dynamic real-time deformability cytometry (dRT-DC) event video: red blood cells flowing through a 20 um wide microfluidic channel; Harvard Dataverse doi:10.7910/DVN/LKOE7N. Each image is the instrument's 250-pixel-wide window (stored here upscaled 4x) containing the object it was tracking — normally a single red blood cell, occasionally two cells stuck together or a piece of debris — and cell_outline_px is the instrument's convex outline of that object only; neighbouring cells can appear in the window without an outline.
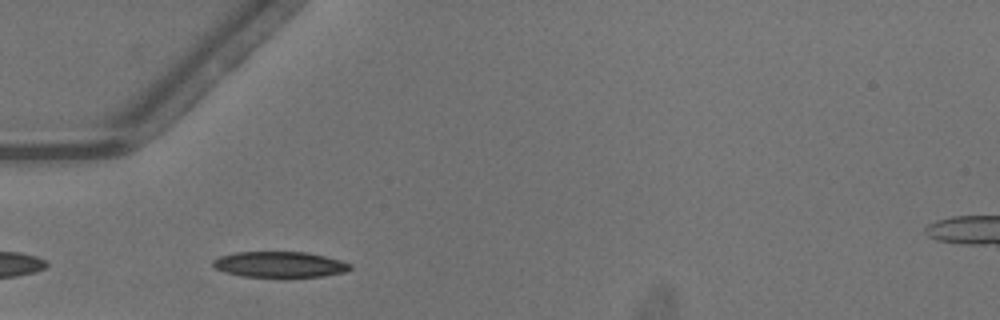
{"species": "common noctule bat (a hibernating species)", "species_latin": "Nyctalus noctula", "temperature_condition": "warm", "stored_images_in_passage": 5, "camera_frame_rate_fps": 3000, "um_per_image_px": 0.085, "animal": {"sex": "male", "body_mass_g": 13.3}, "frame": {"image": 1, "passage_image": 2, "time_ms": 0.333, "image_size_px": [1000, 320], "cell_outline_px": [[352, 268], [344, 272], [324, 276], [244, 276], [224, 272], [216, 268], [212, 264], [212, 260], [220, 256], [236, 252], [304, 252], [324, 256], [340, 260], [352, 264]], "centroid_in_image_um": [23.77, 22.47], "position_along_channel_um": 61.2, "area_um2": 20.29}}
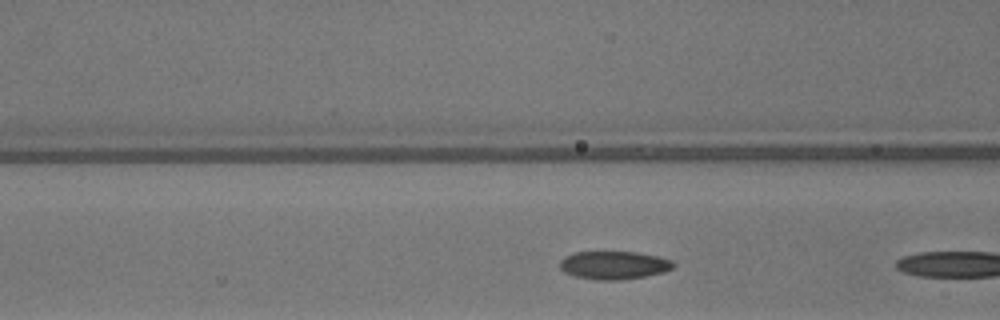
{"frame": {"image": 2, "passage_image": 4, "time_ms": 1.0, "image_size_px": [1000, 320], "cell_outline_px": [[672, 268], [664, 272], [644, 276], [616, 280], [596, 280], [576, 276], [564, 272], [560, 268], [560, 260], [564, 256], [576, 252], [636, 252], [656, 256], [672, 260]], "centroid_in_image_um": [52.14, 22.53], "position_along_channel_um": 114.5, "area_um2": 18.38}}